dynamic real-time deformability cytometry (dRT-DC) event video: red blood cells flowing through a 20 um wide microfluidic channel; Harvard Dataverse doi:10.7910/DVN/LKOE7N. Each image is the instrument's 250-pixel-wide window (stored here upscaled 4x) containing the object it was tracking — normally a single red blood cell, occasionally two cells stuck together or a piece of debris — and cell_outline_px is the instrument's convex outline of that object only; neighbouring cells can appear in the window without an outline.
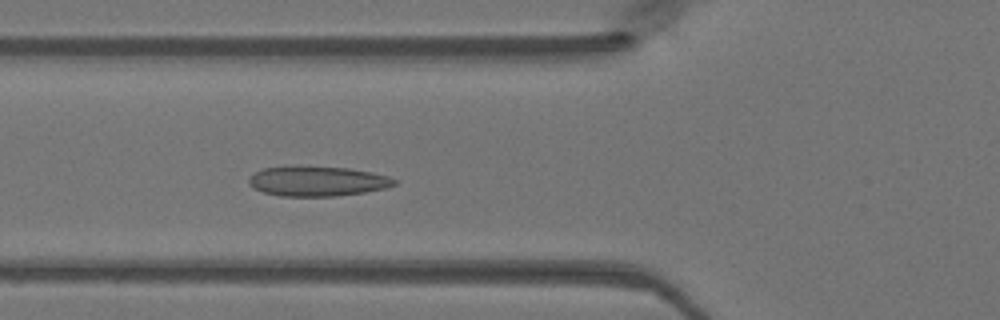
{"species": "Egyptian fruit bat (a non-hibernating species)", "species_latin": "Rousettus aegyptiacus", "temperature_condition": "warm", "stored_images_in_passage": 47, "camera_frame_rate_fps": 3000, "um_per_image_px": 0.085, "animal": {"sex": "female"}, "frame": {"image": 1, "passage_image": 16, "time_ms": 5.0, "image_size_px": [1000, 320], "cell_outline_px": [[396, 184], [384, 188], [364, 192], [336, 196], [280, 196], [264, 192], [248, 184], [248, 176], [264, 168], [284, 164], [296, 164], [348, 168], [372, 172], [388, 176], [396, 180]], "centroid_in_image_um": [26.92, 15.36], "position_along_channel_um": 98.9, "area_um2": 25.95}}
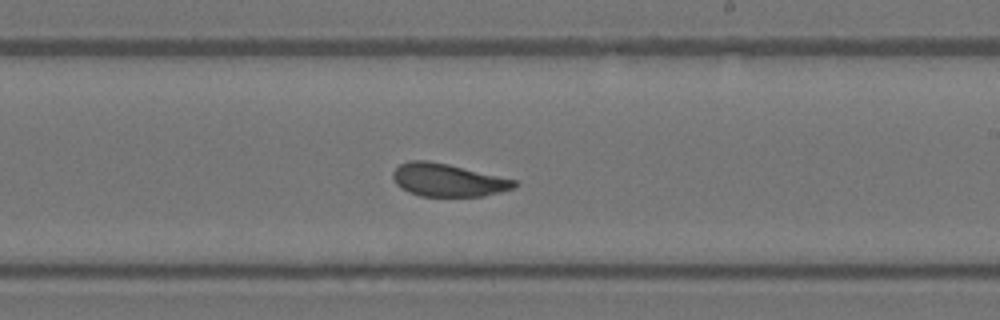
{"frame": {"image": 2, "passage_image": 27, "time_ms": 8.667, "image_size_px": [1000, 320], "cell_outline_px": [[520, 184], [512, 188], [500, 192], [484, 196], [420, 196], [408, 192], [400, 188], [396, 184], [392, 176], [392, 172], [400, 164], [408, 160], [428, 160], [448, 164], [516, 180]], "centroid_in_image_um": [38.04, 15.3], "position_along_channel_um": 251.0, "area_um2": 23.29}}
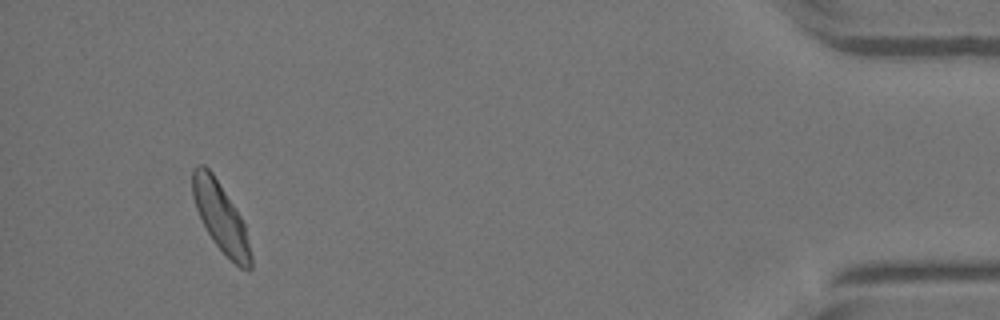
{"frame": {"image": 3, "passage_image": 44, "time_ms": 14.333, "image_size_px": [1000, 320], "cell_outline_px": [[252, 268], [248, 272], [240, 268], [212, 240], [196, 208], [192, 196], [192, 168], [196, 164], [204, 164], [212, 172], [240, 216], [244, 224], [252, 256]], "centroid_in_image_um": [18.75, 18.45], "position_along_channel_um": 416.4, "area_um2": 23.06}}